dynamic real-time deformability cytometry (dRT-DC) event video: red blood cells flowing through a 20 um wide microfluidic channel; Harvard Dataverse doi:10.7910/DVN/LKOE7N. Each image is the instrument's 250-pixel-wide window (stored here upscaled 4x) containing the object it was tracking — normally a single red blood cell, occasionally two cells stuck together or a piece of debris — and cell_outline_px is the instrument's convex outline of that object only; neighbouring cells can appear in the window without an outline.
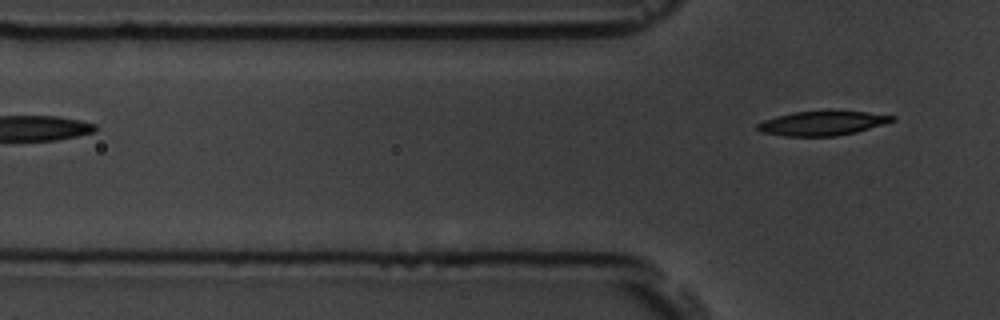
{"species": "common noctule bat (a hibernating species)", "species_latin": "Nyctalus noctula", "temperature_condition": "room temperature", "stored_images_in_passage": 4, "camera_frame_rate_fps": 3000, "um_per_image_px": 0.085, "animal": {"sex": "male", "body_mass_g": 19.5, "forearm_length_mm": 54.6}, "frame": {"image": 1, "passage_image": 4, "time_ms": 3.667, "image_size_px": [1000, 320], "cell_outline_px": [[896, 120], [884, 124], [856, 132], [836, 136], [784, 136], [760, 132], [756, 128], [756, 124], [764, 120], [776, 116], [792, 112], [864, 112], [896, 116]], "centroid_in_image_um": [69.86, 10.49], "position_along_channel_um": 55.9, "area_um2": 18.84}}